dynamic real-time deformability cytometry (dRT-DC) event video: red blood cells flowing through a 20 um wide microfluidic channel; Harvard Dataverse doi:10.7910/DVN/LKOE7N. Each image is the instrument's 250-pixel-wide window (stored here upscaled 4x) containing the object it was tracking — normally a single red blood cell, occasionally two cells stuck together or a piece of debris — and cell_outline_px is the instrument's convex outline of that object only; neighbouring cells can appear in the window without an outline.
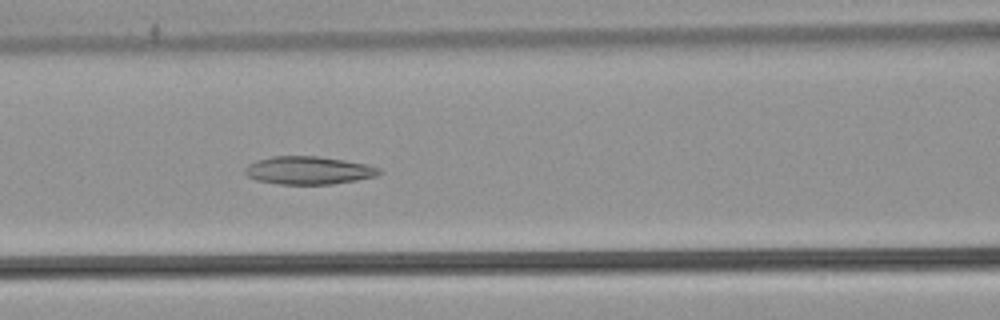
{"species": "common noctule bat (a hibernating species)", "species_latin": "Nyctalus noctula", "temperature_condition": "warm", "stored_images_in_passage": 54, "camera_frame_rate_fps": 3000, "um_per_image_px": 0.085, "animal": {"sex": "male", "body_mass_g": 21.5, "forearm_length_mm": 52.0}, "frame": {"image": 1, "passage_image": 24, "time_ms": 7.667, "image_size_px": [1000, 320], "cell_outline_px": [[384, 172], [376, 176], [356, 180], [332, 184], [280, 184], [256, 180], [248, 176], [244, 172], [244, 168], [248, 164], [256, 160], [272, 156], [320, 156], [368, 164], [380, 168]], "centroid_in_image_um": [26.24, 14.47], "position_along_channel_um": 140.4, "area_um2": 22.02}}
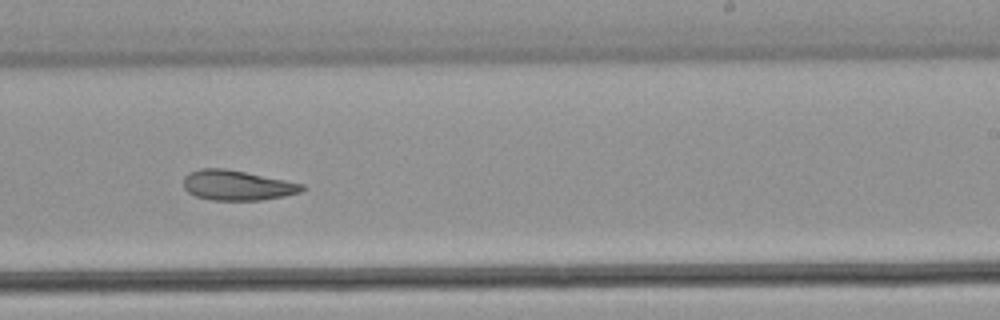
{"frame": {"image": 2, "passage_image": 34, "time_ms": 11.0, "image_size_px": [1000, 320], "cell_outline_px": [[308, 188], [300, 192], [284, 196], [260, 200], [212, 200], [196, 196], [188, 192], [184, 188], [184, 176], [188, 172], [200, 168], [224, 168], [304, 184]], "centroid_in_image_um": [20.14, 15.75], "position_along_channel_um": 268.9, "area_um2": 20.69}}
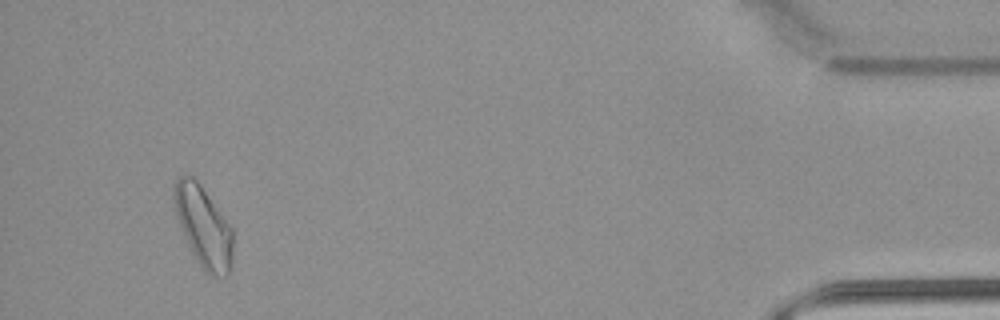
{"frame": {"image": 3, "passage_image": 51, "time_ms": 16.667, "image_size_px": [1000, 320], "cell_outline_px": [[232, 264], [228, 276], [212, 276], [204, 272], [192, 252], [180, 224], [176, 212], [172, 196], [172, 188], [176, 180], [180, 176], [192, 176], [200, 184], [232, 228]], "centroid_in_image_um": [17.29, 19.28], "position_along_channel_um": 417.9, "area_um2": 27.34}, "authors_computed_cell_mechanics": {"area_um2": 24.4783, "velocity_mm_per_s": 3.8669, "shape_relaxation_time_tau1_ms": null, "shape_relaxation_time_tau2_ms": 10.5345, "deformation_change_tau1": null, "deformation_change_tau2": 0.2096}}